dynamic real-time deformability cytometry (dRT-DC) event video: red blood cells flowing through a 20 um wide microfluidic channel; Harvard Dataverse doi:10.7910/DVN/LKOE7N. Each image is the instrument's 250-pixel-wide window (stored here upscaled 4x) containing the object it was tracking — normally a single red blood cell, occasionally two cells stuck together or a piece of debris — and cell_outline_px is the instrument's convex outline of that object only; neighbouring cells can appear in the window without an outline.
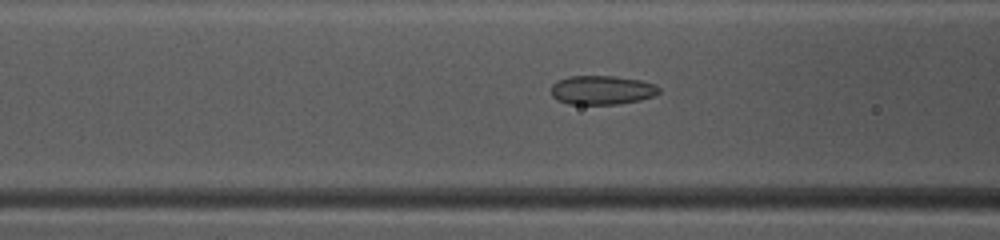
{"species": "common noctule bat (a hibernating species)", "species_latin": "Nyctalus noctula", "temperature_condition": "warm", "stored_images_in_passage": 49, "camera_frame_rate_fps": 3000, "um_per_image_px": 0.085, "animal": {"sex": "female", "body_mass_g": 10.0, "forearm_length_mm": 53.1}, "frame": {"image": 1, "passage_image": 20, "time_ms": 6.333, "image_size_px": [1000, 240], "cell_outline_px": [[660, 92], [652, 96], [640, 100], [616, 104], [568, 104], [552, 96], [552, 84], [568, 76], [616, 76], [640, 80], [656, 84], [660, 88]], "centroid_in_image_um": [51.19, 7.65], "position_along_channel_um": 115.4, "area_um2": 18.15}}
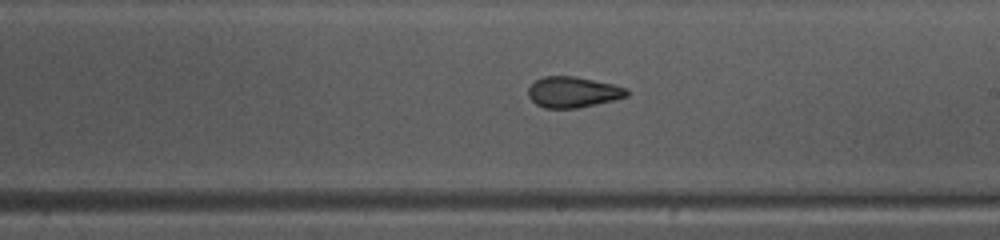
{"frame": {"image": 2, "passage_image": 29, "time_ms": 9.333, "image_size_px": [1000, 240], "cell_outline_px": [[628, 96], [612, 100], [576, 108], [544, 108], [536, 104], [528, 96], [528, 88], [536, 80], [544, 76], [572, 76], [612, 84], [628, 88]], "centroid_in_image_um": [48.68, 7.83], "position_along_channel_um": 240.3, "area_um2": 17.46}}
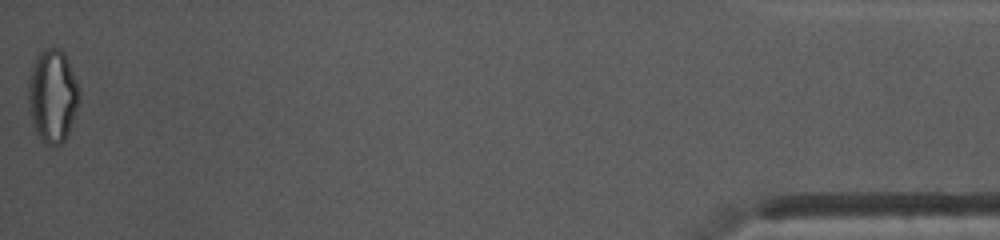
{"frame": {"image": 3, "passage_image": 49, "time_ms": 16.0, "image_size_px": [1000, 240], "cell_outline_px": [[80, 100], [68, 136], [60, 144], [48, 144], [40, 140], [32, 124], [28, 108], [28, 80], [32, 64], [36, 56], [44, 48], [60, 48], [64, 52], [68, 60], [80, 88]], "centroid_in_image_um": [4.47, 8.14], "position_along_channel_um": 430.7, "area_um2": 28.15}, "authors_computed_cell_mechanics": {"area_um2": 19.5364, "velocity_mm_per_s": 4.1452, "shape_relaxation_time_tau1_ms": 10.8017, "shape_relaxation_time_tau2_ms": 1.6307, "deformation_change_tau1": 0.172, "deformation_change_tau2": 0.0717}}